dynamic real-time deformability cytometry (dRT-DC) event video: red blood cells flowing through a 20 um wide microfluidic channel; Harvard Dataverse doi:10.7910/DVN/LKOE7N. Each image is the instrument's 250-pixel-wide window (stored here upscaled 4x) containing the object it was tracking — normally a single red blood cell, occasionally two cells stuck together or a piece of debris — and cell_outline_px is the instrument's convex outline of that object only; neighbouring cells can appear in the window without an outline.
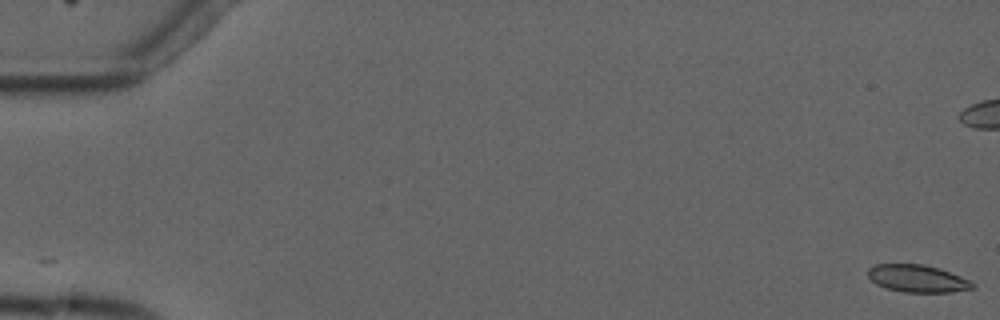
{"species": "common noctule bat (a hibernating species)", "species_latin": "Nyctalus noctula", "temperature_condition": "cold", "stored_images_in_passage": 11, "camera_frame_rate_fps": 3000, "um_per_image_px": 0.085, "animal": {"sex": "male", "forearm_length_mm": 52.5}, "frame": {"image": 1, "passage_image": 1, "time_ms": 0.0, "image_size_px": [1000, 320], "cell_outline_px": [[976, 288], [952, 292], [904, 292], [888, 288], [876, 284], [868, 276], [868, 268], [876, 264], [924, 264], [940, 268], [972, 280], [976, 284]], "centroid_in_image_um": [78.05, 23.67], "position_along_channel_um": 6.9, "area_um2": 16.88}}
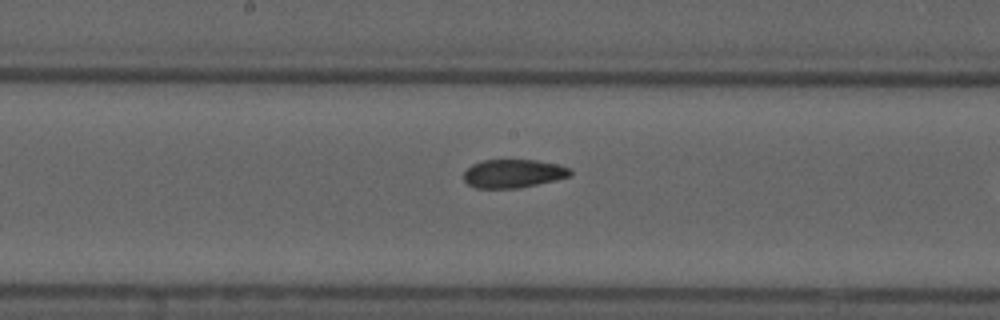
{"frame": {"image": 2, "passage_image": 10, "time_ms": 11.0, "image_size_px": [1000, 320], "cell_outline_px": [[572, 176], [556, 180], [520, 188], [476, 188], [468, 184], [464, 180], [464, 172], [472, 164], [484, 160], [536, 160], [556, 164], [572, 168]], "centroid_in_image_um": [43.66, 14.75], "position_along_channel_um": 204.5, "area_um2": 17.74}}